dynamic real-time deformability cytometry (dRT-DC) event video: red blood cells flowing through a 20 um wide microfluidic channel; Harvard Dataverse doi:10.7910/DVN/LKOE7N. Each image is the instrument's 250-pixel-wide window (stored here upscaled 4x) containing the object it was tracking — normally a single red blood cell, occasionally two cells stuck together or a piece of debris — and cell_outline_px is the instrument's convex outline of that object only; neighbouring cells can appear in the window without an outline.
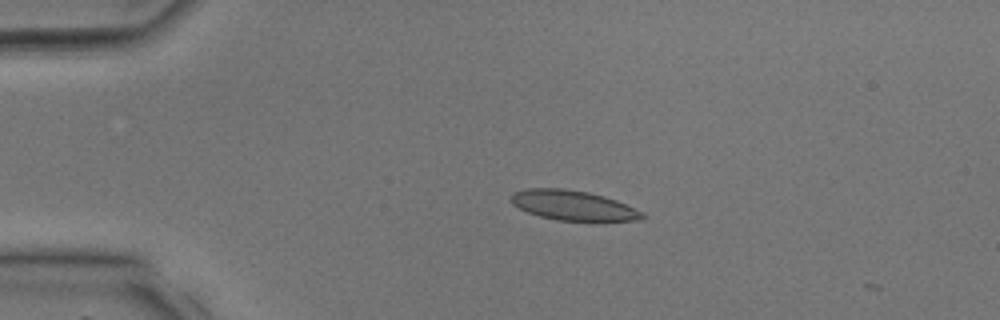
{"species": "common noctule bat (a hibernating species)", "species_latin": "Nyctalus noctula", "temperature_condition": "room temperature", "stored_images_in_passage": 2, "camera_frame_rate_fps": 3000, "um_per_image_px": 0.085, "animal": {"sex": "male", "body_mass_g": 17.9, "forearm_length_mm": 54.2}, "frame": {"image": 1, "passage_image": 1, "time_ms": 0.0, "image_size_px": [1000, 320], "cell_outline_px": [[648, 216], [636, 220], [556, 220], [540, 216], [528, 212], [512, 204], [512, 192], [528, 188], [564, 188], [588, 192], [604, 196], [616, 200], [644, 212]], "centroid_in_image_um": [48.72, 17.44], "position_along_channel_um": 36.3, "area_um2": 22.6}}